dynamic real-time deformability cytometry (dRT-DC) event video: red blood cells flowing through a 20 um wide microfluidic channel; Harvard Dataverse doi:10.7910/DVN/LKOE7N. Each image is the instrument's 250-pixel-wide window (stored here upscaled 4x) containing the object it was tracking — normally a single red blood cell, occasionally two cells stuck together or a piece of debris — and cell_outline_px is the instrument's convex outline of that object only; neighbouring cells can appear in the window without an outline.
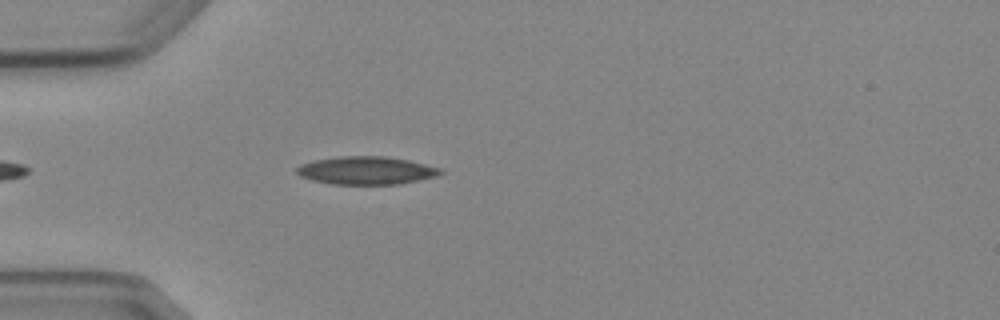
{"species": "Egyptian fruit bat (a non-hibernating species)", "species_latin": "Rousettus aegyptiacus", "temperature_condition": "cold", "stored_images_in_passage": 4, "camera_frame_rate_fps": 3000, "um_per_image_px": 0.085, "animal": {"sex": "female"}, "frame": {"image": 1, "passage_image": 4, "time_ms": 3.667, "image_size_px": [1000, 320], "cell_outline_px": [[444, 172], [436, 176], [396, 184], [332, 184], [312, 180], [300, 176], [296, 172], [296, 168], [300, 164], [312, 160], [340, 156], [384, 156], [408, 160], [440, 168]], "centroid_in_image_um": [31.08, 14.48], "position_along_channel_um": 53.9, "area_um2": 23.29}}